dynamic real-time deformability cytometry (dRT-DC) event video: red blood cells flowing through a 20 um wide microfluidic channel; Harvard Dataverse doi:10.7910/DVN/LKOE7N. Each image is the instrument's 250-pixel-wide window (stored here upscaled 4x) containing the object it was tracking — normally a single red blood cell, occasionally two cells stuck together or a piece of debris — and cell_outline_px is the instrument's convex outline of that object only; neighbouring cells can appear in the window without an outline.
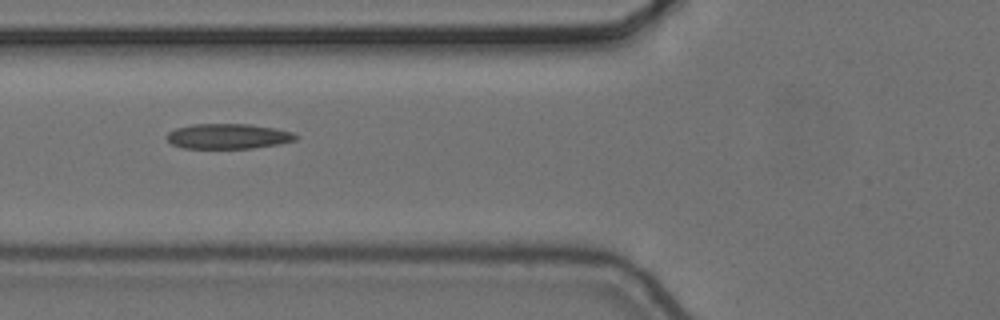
{"species": "common noctule bat (a hibernating species)", "species_latin": "Nyctalus noctula", "temperature_condition": "cold", "stored_images_in_passage": 11, "camera_frame_rate_fps": 3000, "um_per_image_px": 0.085, "animal": {"sex": "female", "body_mass_g": 24.6, "forearm_length_mm": 56.2}, "frame": {"image": 1, "passage_image": 7, "time_ms": 2.0, "image_size_px": [1000, 320], "cell_outline_px": [[300, 136], [296, 140], [280, 144], [252, 148], [184, 148], [172, 144], [168, 140], [168, 132], [176, 128], [192, 124], [252, 124], [276, 128], [292, 132]], "centroid_in_image_um": [19.44, 11.58], "position_along_channel_um": 106.4, "area_um2": 18.96}}
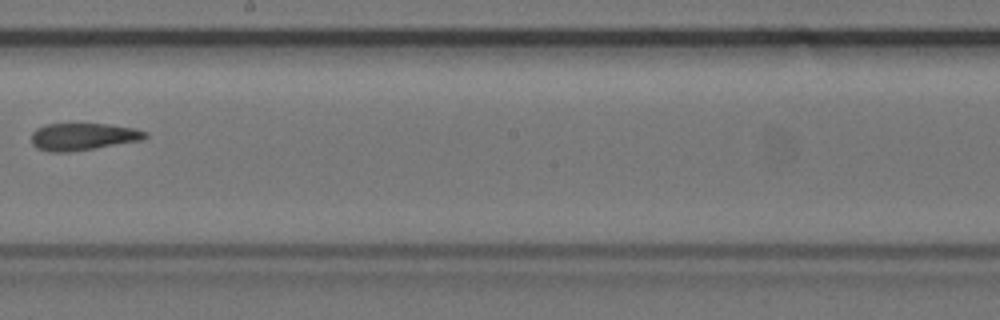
{"frame": {"image": 2, "passage_image": 10, "time_ms": 3.0, "image_size_px": [1000, 320], "cell_outline_px": [[148, 136], [140, 140], [68, 152], [48, 152], [36, 148], [32, 144], [32, 132], [36, 128], [44, 124], [108, 124], [132, 128], [148, 132]], "centroid_in_image_um": [6.99, 11.61], "position_along_channel_um": 241.2, "area_um2": 17.86}}
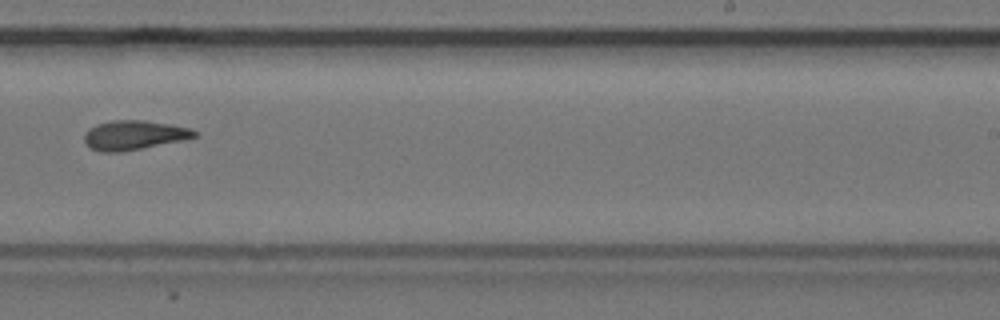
{"frame": {"image": 3, "passage_image": 11, "time_ms": 3.333, "image_size_px": [1000, 320], "cell_outline_px": [[196, 136], [184, 140], [120, 152], [100, 152], [88, 148], [84, 140], [84, 132], [88, 128], [96, 124], [112, 120], [144, 120], [172, 124], [192, 128], [196, 132]], "centroid_in_image_um": [11.35, 11.48], "position_along_channel_um": 277.7, "area_um2": 19.07}}